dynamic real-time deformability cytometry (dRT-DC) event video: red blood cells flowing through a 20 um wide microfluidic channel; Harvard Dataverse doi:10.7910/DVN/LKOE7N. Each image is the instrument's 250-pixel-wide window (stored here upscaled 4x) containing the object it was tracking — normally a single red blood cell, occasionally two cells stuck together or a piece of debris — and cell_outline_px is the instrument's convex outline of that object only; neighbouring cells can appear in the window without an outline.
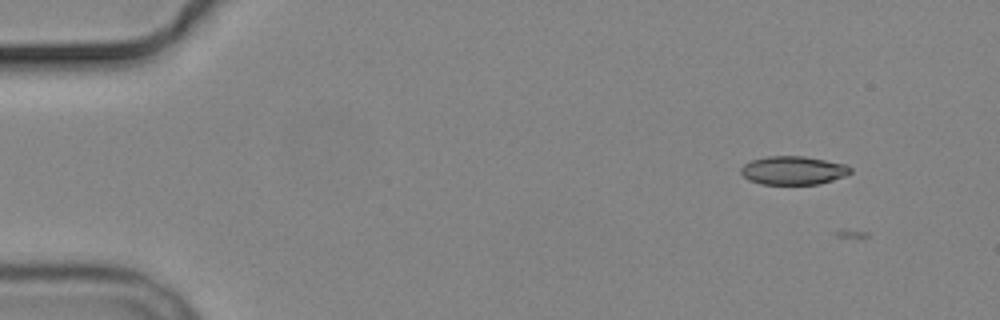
{"species": "common noctule bat (a hibernating species)", "species_latin": "Nyctalus noctula", "temperature_condition": "cold", "stored_images_in_passage": 5, "camera_frame_rate_fps": 3000, "um_per_image_px": 0.085, "animal": {"sex": "male", "body_mass_g": 19.2, "forearm_length_mm": 51.8}, "frame": {"image": 1, "passage_image": 1, "time_ms": 0.0, "image_size_px": [1000, 320], "cell_outline_px": [[852, 172], [848, 176], [820, 184], [760, 184], [748, 180], [740, 172], [740, 168], [744, 164], [752, 160], [768, 156], [804, 156], [848, 164], [852, 168]], "centroid_in_image_um": [67.48, 14.49], "position_along_channel_um": 17.5, "area_um2": 18.5}}